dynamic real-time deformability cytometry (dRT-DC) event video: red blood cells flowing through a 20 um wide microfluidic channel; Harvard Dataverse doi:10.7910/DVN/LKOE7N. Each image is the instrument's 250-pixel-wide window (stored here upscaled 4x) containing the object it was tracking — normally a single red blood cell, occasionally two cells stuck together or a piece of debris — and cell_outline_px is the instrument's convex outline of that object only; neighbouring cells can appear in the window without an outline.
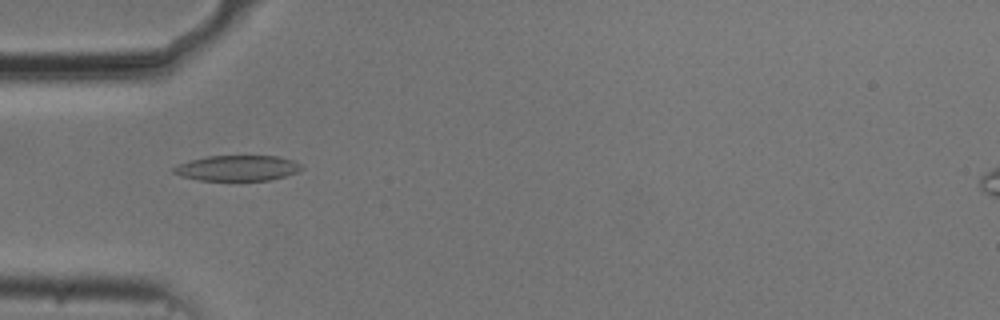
{"species": "common noctule bat (a hibernating species)", "species_latin": "Nyctalus noctula", "temperature_condition": "cold", "stored_images_in_passage": 30, "camera_frame_rate_fps": 3000, "um_per_image_px": 0.085, "animal": {"sex": "male", "body_mass_g": 20.5, "forearm_length_mm": 52.5}, "frame": {"image": 1, "passage_image": 2, "time_ms": 0.333, "image_size_px": [1000, 320], "cell_outline_px": [[304, 168], [296, 172], [284, 176], [268, 180], [200, 180], [180, 176], [172, 172], [172, 168], [180, 164], [192, 160], [208, 156], [280, 156], [292, 160], [300, 164]], "centroid_in_image_um": [20.18, 14.28], "position_along_channel_um": 64.8, "area_um2": 18.79}}
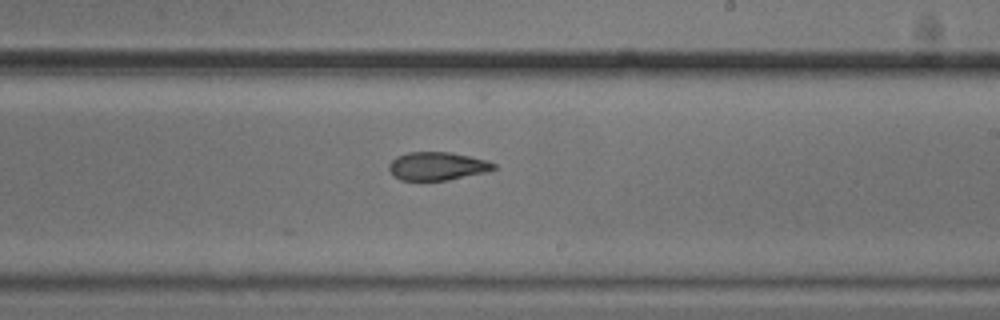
{"frame": {"image": 2, "passage_image": 17, "time_ms": 5.333, "image_size_px": [1000, 320], "cell_outline_px": [[496, 168], [488, 172], [448, 180], [400, 180], [388, 168], [388, 164], [396, 156], [408, 152], [452, 152], [488, 160], [496, 164]], "centroid_in_image_um": [37.2, 14.11], "position_along_channel_um": 251.8, "area_um2": 17.34}}
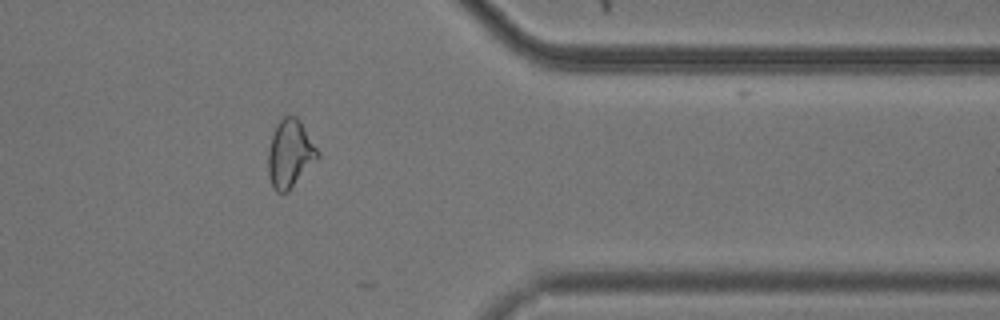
{"frame": {"image": 3, "passage_image": 29, "time_ms": 9.333, "image_size_px": [1000, 320], "cell_outline_px": [[320, 156], [288, 192], [276, 192], [272, 188], [268, 172], [268, 148], [276, 124], [284, 116], [296, 116], [300, 120], [320, 152]], "centroid_in_image_um": [24.65, 13.07], "position_along_channel_um": 386.7, "area_um2": 19.65}, "authors_computed_cell_mechanics": {"area_um2": 18.2937, "velocity_mm_per_s": 3.7404, "shape_relaxation_time_tau1_ms": null, "shape_relaxation_time_tau2_ms": 4.7612, "deformation_change_tau1": null, "deformation_change_tau2": 0.1244}}